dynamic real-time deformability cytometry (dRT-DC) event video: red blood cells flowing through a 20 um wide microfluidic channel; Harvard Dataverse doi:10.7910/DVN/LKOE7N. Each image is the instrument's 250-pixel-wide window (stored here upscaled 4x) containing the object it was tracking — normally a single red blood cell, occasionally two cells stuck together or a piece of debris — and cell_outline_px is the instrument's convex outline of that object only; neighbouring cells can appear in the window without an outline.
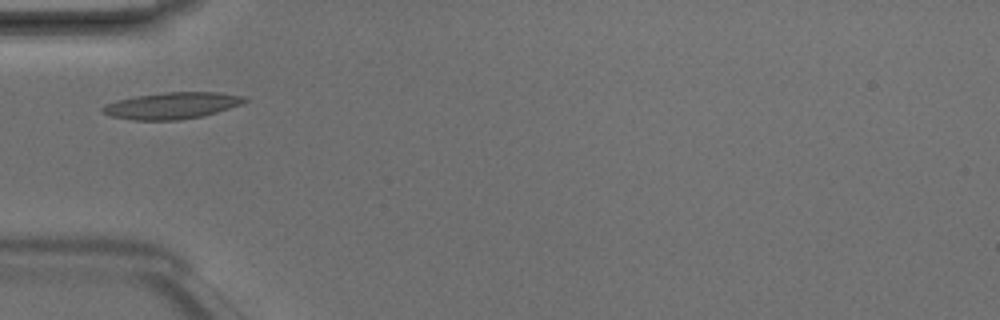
{"species": "Egyptian fruit bat (a non-hibernating species)", "species_latin": "Rousettus aegyptiacus", "temperature_condition": "room temperature", "stored_images_in_passage": 5, "camera_frame_rate_fps": 3000, "um_per_image_px": 0.085, "animal": {"sex": "male"}, "frame": {"image": 1, "passage_image": 3, "time_ms": 0.667, "image_size_px": [1000, 320], "cell_outline_px": [[248, 100], [240, 104], [216, 112], [200, 116], [180, 120], [132, 120], [112, 116], [100, 112], [100, 108], [104, 104], [116, 100], [136, 96], [164, 92], [220, 92], [240, 96]], "centroid_in_image_um": [14.52, 8.97], "position_along_channel_um": 70.5, "area_um2": 21.85}}
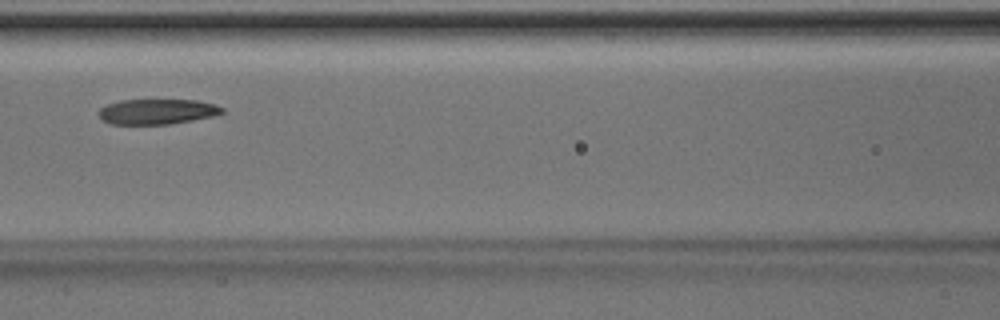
{"frame": {"image": 2, "passage_image": 5, "time_ms": 1.333, "image_size_px": [1000, 320], "cell_outline_px": [[224, 112], [212, 116], [192, 120], [168, 124], [112, 124], [104, 120], [96, 112], [100, 108], [108, 104], [120, 100], [196, 100], [216, 104], [224, 108]], "centroid_in_image_um": [13.36, 9.48], "position_along_channel_um": 153.2, "area_um2": 18.09}}